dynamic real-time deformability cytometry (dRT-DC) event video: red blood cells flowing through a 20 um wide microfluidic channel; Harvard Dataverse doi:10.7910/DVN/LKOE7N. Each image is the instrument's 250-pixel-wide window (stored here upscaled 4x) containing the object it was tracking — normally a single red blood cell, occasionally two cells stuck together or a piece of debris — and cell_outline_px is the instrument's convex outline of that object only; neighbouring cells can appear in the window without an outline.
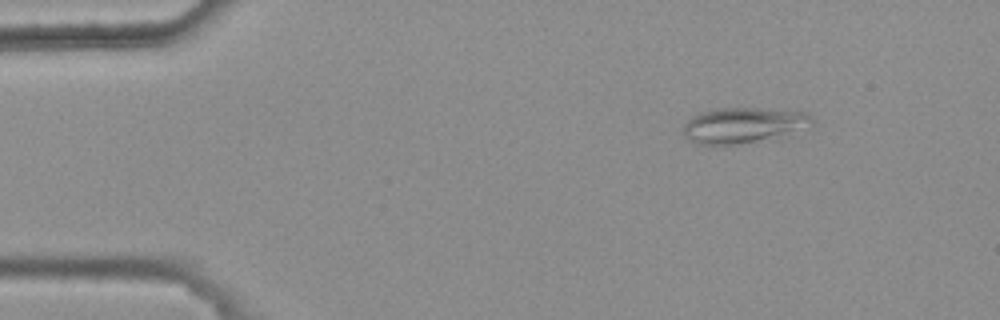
{"species": "common noctule bat (a hibernating species)", "species_latin": "Nyctalus noctula", "temperature_condition": "warm", "stored_images_in_passage": 5, "camera_frame_rate_fps": 3000, "um_per_image_px": 0.085, "animal": {"sex": "female", "body_mass_g": 25.1}, "frame": {"image": 1, "passage_image": 1, "time_ms": 0.0, "image_size_px": [1000, 320], "cell_outline_px": [[812, 124], [772, 140], [736, 144], [696, 144], [688, 140], [684, 136], [684, 124], [692, 116], [700, 112], [716, 108], [756, 108], [808, 112], [812, 116]], "centroid_in_image_um": [63.17, 10.65], "position_along_channel_um": 21.8, "area_um2": 26.82}}